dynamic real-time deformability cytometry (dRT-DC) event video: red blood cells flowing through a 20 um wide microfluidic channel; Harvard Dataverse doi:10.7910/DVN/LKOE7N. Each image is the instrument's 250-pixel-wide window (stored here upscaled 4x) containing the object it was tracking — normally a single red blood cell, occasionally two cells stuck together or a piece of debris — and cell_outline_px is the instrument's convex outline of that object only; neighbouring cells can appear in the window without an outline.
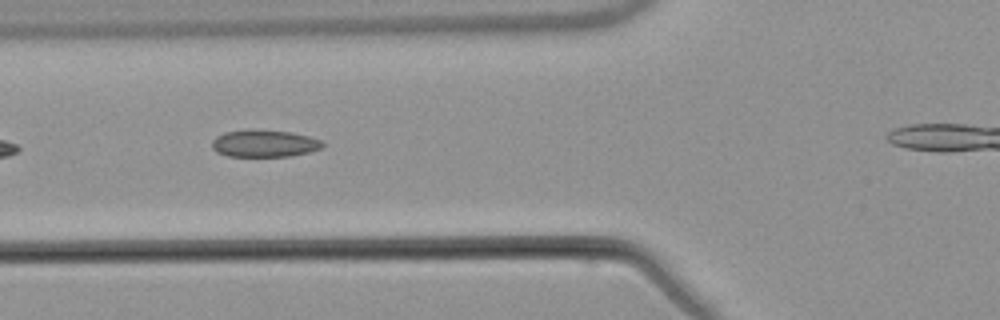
{"species": "common noctule bat (a hibernating species)", "species_latin": "Nyctalus noctula", "temperature_condition": "warm", "stored_images_in_passage": 7, "camera_frame_rate_fps": 3000, "um_per_image_px": 0.085, "animal": {"sex": "male", "body_mass_g": 21.5, "forearm_length_mm": 52.0}, "frame": {"image": 1, "passage_image": 6, "time_ms": 6.0, "image_size_px": [1000, 320], "cell_outline_px": [[324, 148], [292, 156], [228, 156], [216, 152], [212, 148], [212, 140], [216, 136], [224, 132], [244, 128], [252, 128], [292, 132], [308, 136], [320, 140], [324, 144]], "centroid_in_image_um": [22.44, 12.17], "position_along_channel_um": 103.4, "area_um2": 17.92}}